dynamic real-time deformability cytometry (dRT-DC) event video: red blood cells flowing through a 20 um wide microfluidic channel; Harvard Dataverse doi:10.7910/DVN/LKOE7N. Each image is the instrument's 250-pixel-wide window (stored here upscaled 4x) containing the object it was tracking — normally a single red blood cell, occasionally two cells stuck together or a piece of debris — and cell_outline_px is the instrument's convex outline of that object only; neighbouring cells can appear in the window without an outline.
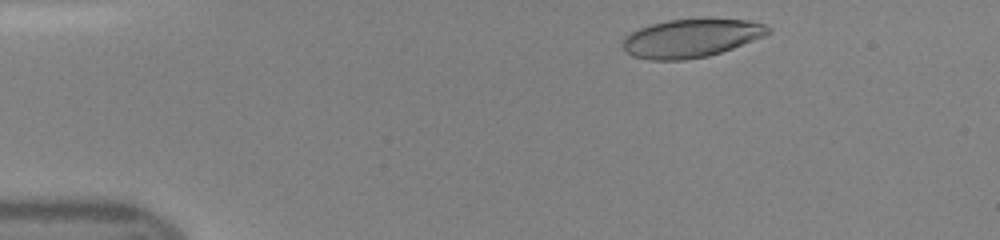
{"species": "human", "species_latin": "Homo sapiens", "temperature_condition": "room temperature", "stored_images_in_passage": 42, "camera_frame_rate_fps": 3000, "um_per_image_px": 0.085, "donor": {"sex": "female"}, "frame": {"image": 1, "passage_image": 3, "time_ms": 0.667, "image_size_px": [1000, 240], "cell_outline_px": [[772, 28], [768, 32], [752, 40], [732, 48], [708, 56], [684, 60], [648, 60], [632, 56], [624, 52], [620, 44], [624, 36], [640, 28], [652, 24], [668, 20], [748, 20], [764, 24]], "centroid_in_image_um": [58.64, 3.27], "position_along_channel_um": 26.4, "area_um2": 32.02}}
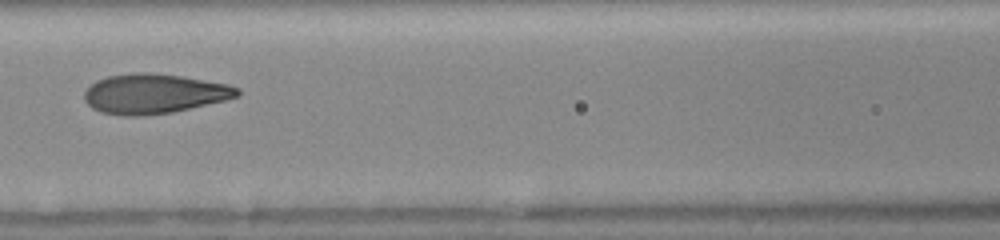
{"frame": {"image": 2, "passage_image": 17, "time_ms": 5.333, "image_size_px": [1000, 240], "cell_outline_px": [[240, 96], [224, 100], [172, 112], [140, 116], [124, 116], [100, 112], [92, 108], [84, 100], [84, 92], [96, 80], [108, 76], [136, 72], [148, 72], [180, 76], [228, 84], [240, 88]], "centroid_in_image_um": [13.08, 7.97], "position_along_channel_um": 153.5, "area_um2": 35.32}}
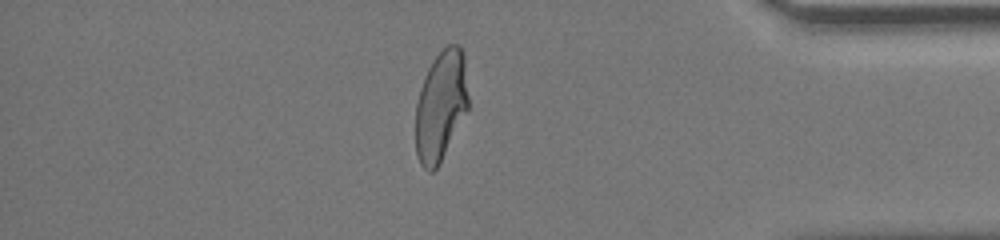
{"frame": {"image": 3, "passage_image": 36, "time_ms": 11.667, "image_size_px": [1000, 240], "cell_outline_px": [[468, 108], [440, 164], [432, 172], [428, 172], [420, 164], [416, 156], [416, 104], [420, 88], [428, 68], [432, 60], [448, 44], [460, 44], [464, 56], [468, 96]], "centroid_in_image_um": [37.46, 9.0], "position_along_channel_um": 397.7, "area_um2": 33.93}}